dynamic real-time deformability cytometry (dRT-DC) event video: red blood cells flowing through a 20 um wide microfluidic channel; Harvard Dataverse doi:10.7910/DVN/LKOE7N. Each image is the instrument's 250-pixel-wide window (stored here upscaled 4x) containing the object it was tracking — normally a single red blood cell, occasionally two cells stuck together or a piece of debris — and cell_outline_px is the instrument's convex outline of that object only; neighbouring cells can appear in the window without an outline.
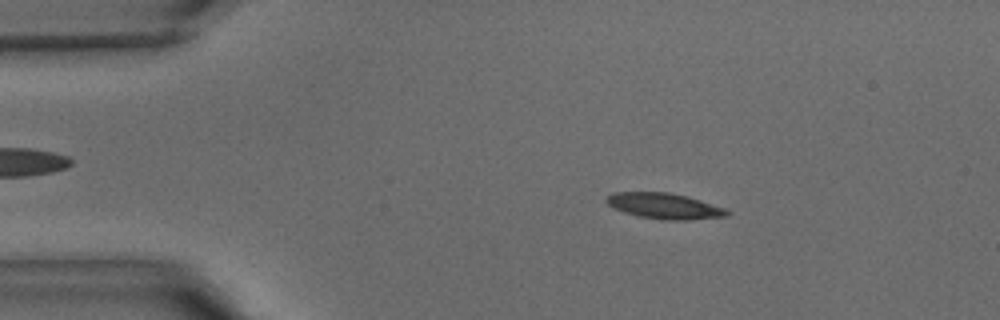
{"species": "common noctule bat (a hibernating species)", "species_latin": "Nyctalus noctula", "temperature_condition": "warm", "stored_images_in_passage": 40, "camera_frame_rate_fps": 3000, "um_per_image_px": 0.085, "animal": {"sex": "male", "body_mass_g": 15.6}, "frame": {"image": 1, "passage_image": 6, "time_ms": 1.667, "image_size_px": [1000, 320], "cell_outline_px": [[732, 212], [728, 216], [688, 220], [660, 220], [636, 216], [612, 208], [604, 200], [612, 192], [668, 192], [688, 196], [724, 208]], "centroid_in_image_um": [56.45, 17.51], "position_along_channel_um": 28.5, "area_um2": 18.32}}
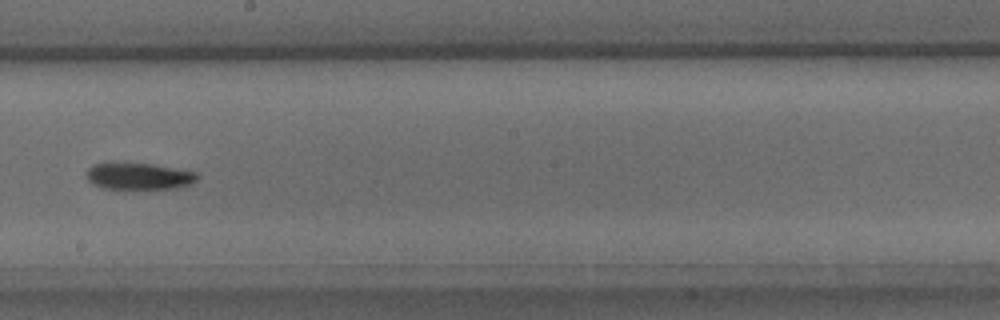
{"frame": {"image": 2, "passage_image": 22, "time_ms": 7.0, "image_size_px": [1000, 320], "cell_outline_px": [[200, 176], [192, 184], [180, 188], [104, 188], [92, 184], [88, 180], [84, 172], [92, 164], [152, 164], [196, 172]], "centroid_in_image_um": [11.82, 14.99], "position_along_channel_um": 236.4, "area_um2": 16.99}}
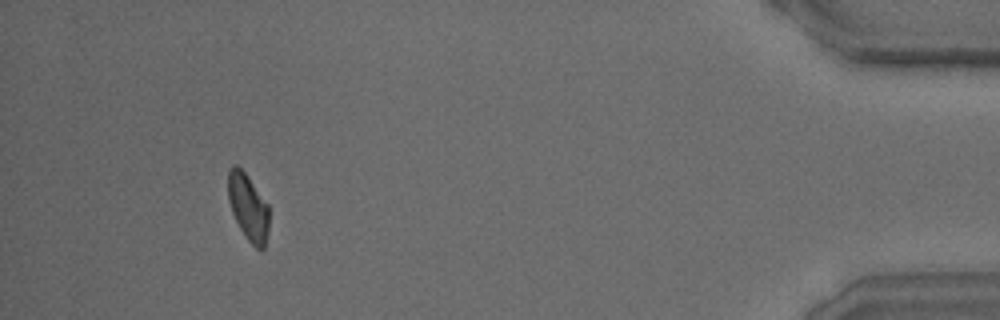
{"frame": {"image": 3, "passage_image": 37, "time_ms": 12.0, "image_size_px": [1000, 320], "cell_outline_px": [[268, 232], [264, 248], [260, 252], [248, 240], [240, 228], [232, 212], [228, 200], [228, 168], [232, 164], [236, 164], [248, 176], [268, 204]], "centroid_in_image_um": [21.09, 17.59], "position_along_channel_um": 414.1, "area_um2": 15.95}}